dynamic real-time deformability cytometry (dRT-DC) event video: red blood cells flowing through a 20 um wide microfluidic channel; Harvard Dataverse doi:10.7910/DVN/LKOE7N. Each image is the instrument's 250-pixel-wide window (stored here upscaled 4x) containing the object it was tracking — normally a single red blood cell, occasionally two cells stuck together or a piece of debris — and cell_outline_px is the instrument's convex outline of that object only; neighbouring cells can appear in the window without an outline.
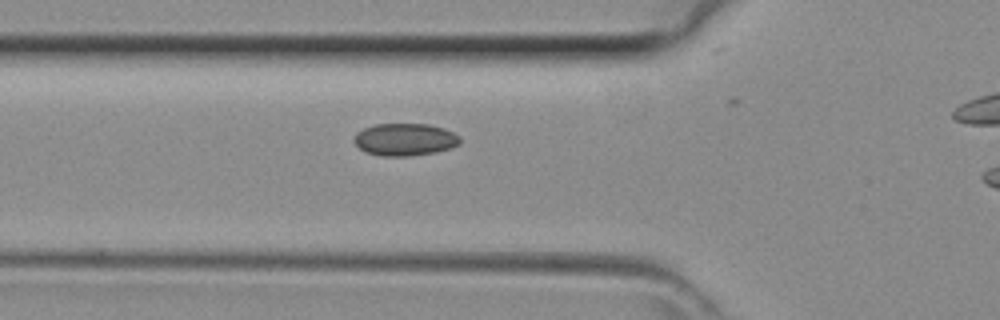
{"species": "common noctule bat (a hibernating species)", "species_latin": "Nyctalus noctula", "temperature_condition": "room temperature", "stored_images_in_passage": 22, "camera_frame_rate_fps": 3000, "um_per_image_px": 0.085, "animal": {"sex": "female", "body_mass_g": 29.2, "forearm_length_mm": 56.3}, "frame": {"image": 1, "passage_image": 4, "time_ms": 1.0, "image_size_px": [1000, 320], "cell_outline_px": [[460, 144], [452, 148], [436, 152], [408, 156], [384, 156], [364, 152], [352, 140], [356, 132], [364, 128], [376, 124], [428, 124], [444, 128], [460, 136]], "centroid_in_image_um": [34.42, 11.86], "position_along_channel_um": 91.4, "area_um2": 20.11}}
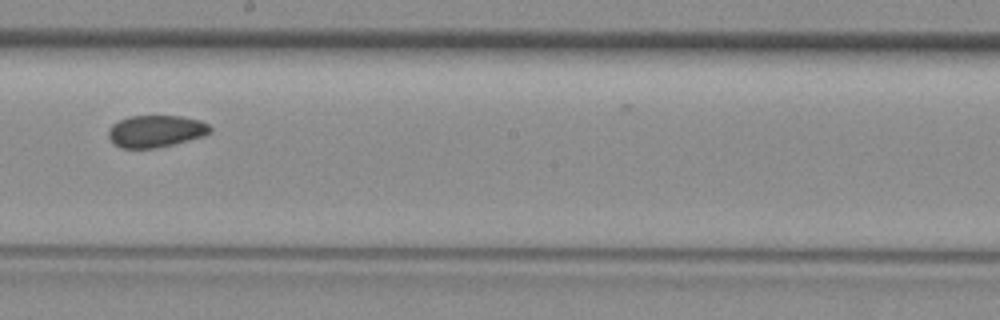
{"frame": {"image": 2, "passage_image": 13, "time_ms": 4.0, "image_size_px": [1000, 320], "cell_outline_px": [[212, 132], [204, 136], [156, 148], [120, 148], [112, 144], [108, 136], [108, 128], [112, 124], [128, 116], [180, 116], [200, 120], [208, 124], [212, 128]], "centroid_in_image_um": [13.22, 11.15], "position_along_channel_um": 235.0, "area_um2": 19.13}}
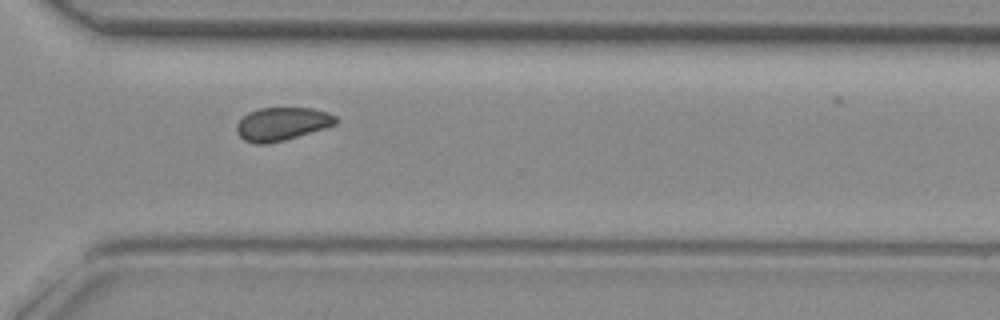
{"frame": {"image": 3, "passage_image": 20, "time_ms": 6.333, "image_size_px": [1000, 320], "cell_outline_px": [[336, 124], [324, 128], [284, 140], [268, 144], [256, 144], [244, 140], [236, 132], [236, 124], [248, 112], [260, 108], [312, 108], [328, 112], [336, 116]], "centroid_in_image_um": [23.94, 10.53], "position_along_channel_um": 346.7, "area_um2": 19.07}}